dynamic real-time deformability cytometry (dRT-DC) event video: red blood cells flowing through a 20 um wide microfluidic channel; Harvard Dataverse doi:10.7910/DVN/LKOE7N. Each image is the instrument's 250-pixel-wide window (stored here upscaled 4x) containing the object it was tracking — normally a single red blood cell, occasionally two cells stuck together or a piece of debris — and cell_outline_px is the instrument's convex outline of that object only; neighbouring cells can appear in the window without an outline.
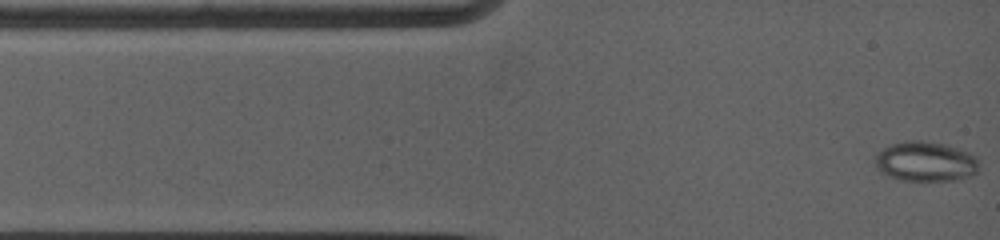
{"species": "common noctule bat (a hibernating species)", "species_latin": "Nyctalus noctula", "temperature_condition": "warm", "stored_images_in_passage": 79, "camera_frame_rate_fps": 5000, "um_per_image_px": 0.085, "animal": {"sex": "female", "body_mass_g": 19.0, "forearm_length_mm": 53.3}, "frame": {"image": 1, "passage_image": 1, "time_ms": 0.0, "image_size_px": [1000, 240], "cell_outline_px": [[976, 172], [972, 176], [960, 180], [896, 180], [880, 172], [876, 168], [876, 156], [884, 148], [892, 144], [904, 140], [920, 140], [948, 144], [960, 148], [976, 156]], "centroid_in_image_um": [78.67, 13.72], "position_along_channel_um": 6.3, "area_um2": 24.28}}
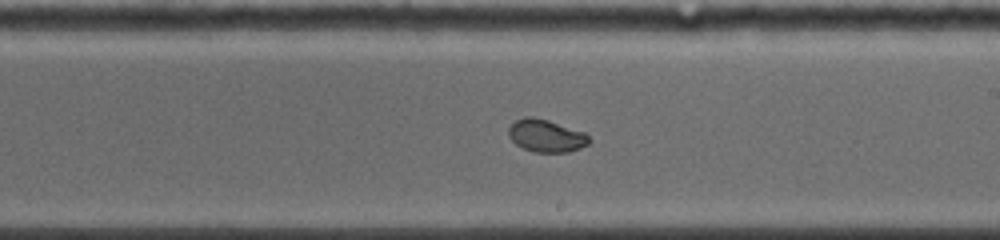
{"frame": {"image": 2, "passage_image": 38, "time_ms": 7.4, "image_size_px": [1000, 240], "cell_outline_px": [[592, 140], [588, 144], [580, 148], [568, 152], [536, 152], [524, 148], [516, 144], [508, 136], [508, 128], [516, 120], [524, 116], [532, 116], [548, 120], [584, 132]], "centroid_in_image_um": [46.42, 11.53], "position_along_channel_um": 242.6, "area_um2": 15.26}}
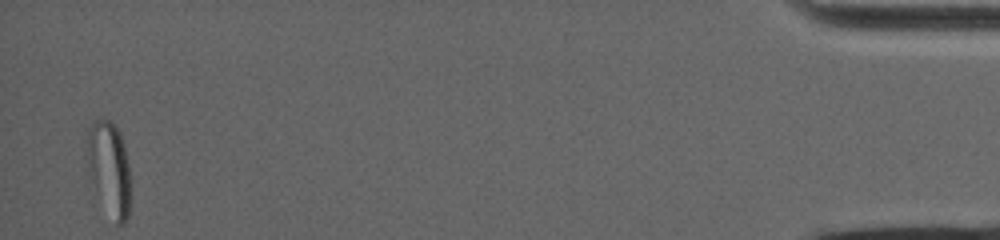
{"frame": {"image": 3, "passage_image": 79, "time_ms": 15.6, "image_size_px": [1000, 240], "cell_outline_px": [[128, 216], [124, 224], [116, 224], [88, 176], [88, 128], [100, 116], [112, 120], [120, 132], [128, 164]], "centroid_in_image_um": [9.26, 14.23], "position_along_channel_um": 425.9, "area_um2": 23.12}}